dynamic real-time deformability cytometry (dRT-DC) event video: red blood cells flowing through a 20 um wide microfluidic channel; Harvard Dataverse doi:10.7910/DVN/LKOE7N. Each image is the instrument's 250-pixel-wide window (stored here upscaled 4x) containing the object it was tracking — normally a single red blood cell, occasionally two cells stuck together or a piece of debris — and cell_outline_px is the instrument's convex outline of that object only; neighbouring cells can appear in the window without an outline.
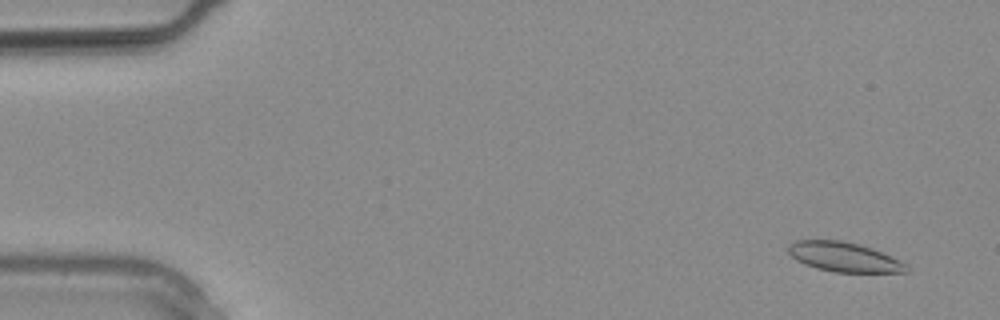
{"species": "common noctule bat (a hibernating species)", "species_latin": "Nyctalus noctula", "temperature_condition": "warm", "stored_images_in_passage": 19, "camera_frame_rate_fps": 3000, "um_per_image_px": 0.085, "animal": {"sex": "male", "body_mass_g": 20.4}, "frame": {"image": 1, "passage_image": 2, "time_ms": 0.333, "image_size_px": [1000, 320], "cell_outline_px": [[908, 272], [836, 272], [816, 268], [804, 264], [796, 260], [788, 252], [788, 244], [796, 240], [840, 240], [860, 244], [872, 248], [900, 260], [908, 264]], "centroid_in_image_um": [71.74, 21.84], "position_along_channel_um": 13.3, "area_um2": 20.4}}
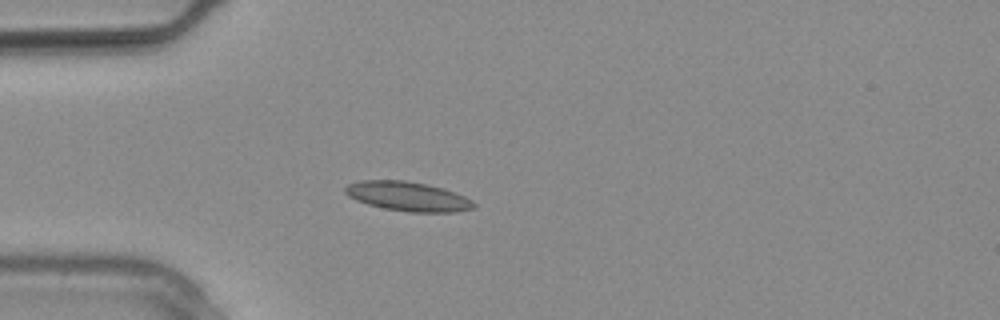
{"frame": {"image": 2, "passage_image": 8, "time_ms": 2.333, "image_size_px": [1000, 320], "cell_outline_px": [[476, 204], [472, 208], [456, 212], [412, 212], [384, 208], [368, 204], [356, 200], [348, 196], [344, 192], [344, 188], [348, 184], [360, 180], [404, 180], [428, 184], [444, 188], [464, 196], [472, 200]], "centroid_in_image_um": [34.65, 16.68], "position_along_channel_um": 50.3, "area_um2": 22.02}}
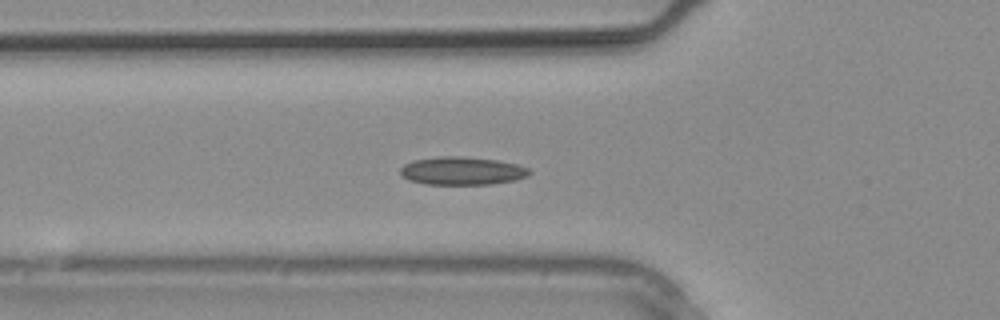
{"frame": {"image": 3, "passage_image": 10, "time_ms": 3.0, "image_size_px": [1000, 320], "cell_outline_px": [[532, 172], [528, 176], [516, 180], [492, 184], [424, 184], [408, 180], [400, 172], [400, 168], [404, 164], [412, 160], [436, 156], [460, 156], [496, 160], [516, 164], [528, 168]], "centroid_in_image_um": [39.26, 14.52], "position_along_channel_um": 86.5, "area_um2": 21.21}}